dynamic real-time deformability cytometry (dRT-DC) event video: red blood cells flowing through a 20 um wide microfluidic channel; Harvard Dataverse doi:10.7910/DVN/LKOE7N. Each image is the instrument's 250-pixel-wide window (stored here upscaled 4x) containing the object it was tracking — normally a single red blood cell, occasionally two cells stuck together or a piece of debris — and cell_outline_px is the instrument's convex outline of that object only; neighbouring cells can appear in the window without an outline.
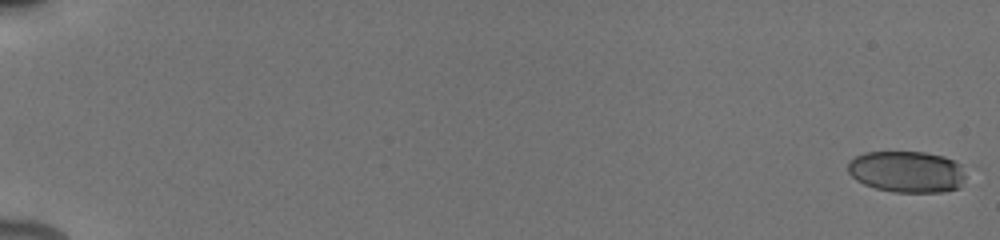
{"species": "human", "species_latin": "Homo sapiens", "temperature_condition": "cold", "stored_images_in_passage": 17, "camera_frame_rate_fps": 3000, "um_per_image_px": 0.085, "donor": {"sex": "male"}, "frame": {"image": 1, "passage_image": 1, "time_ms": 0.0, "image_size_px": [1000, 240], "cell_outline_px": [[968, 168], [960, 188], [944, 192], [892, 192], [876, 188], [864, 184], [856, 180], [848, 172], [848, 160], [864, 152], [924, 152], [944, 156]], "centroid_in_image_um": [77.12, 14.6], "position_along_channel_um": 7.9, "area_um2": 28.9}}
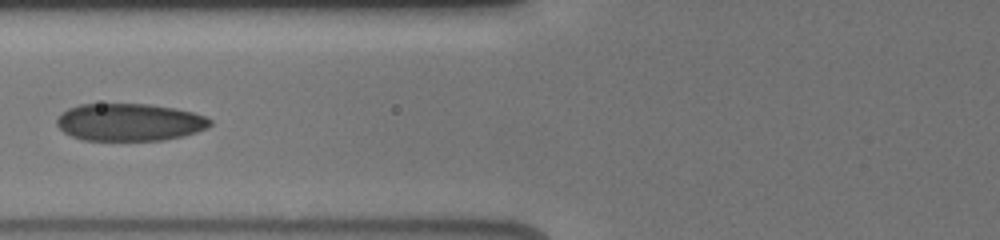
{"frame": {"image": 2, "passage_image": 11, "time_ms": 8.0, "image_size_px": [1000, 240], "cell_outline_px": [[212, 124], [196, 132], [184, 136], [160, 140], [84, 140], [72, 136], [64, 132], [56, 124], [56, 120], [60, 112], [68, 108], [80, 104], [148, 104], [172, 108], [192, 112], [208, 116], [212, 120]], "centroid_in_image_um": [10.99, 10.38], "position_along_channel_um": 114.8, "area_um2": 33.47}}
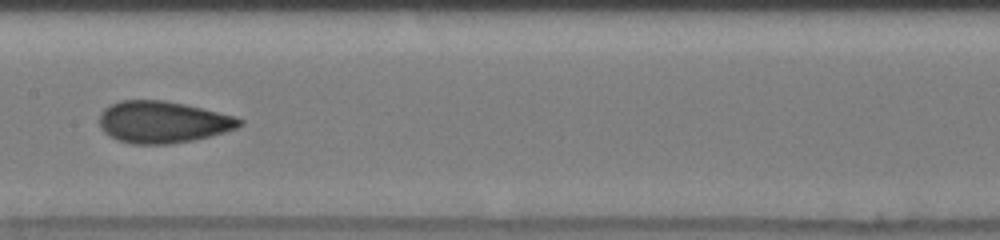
{"frame": {"image": 3, "passage_image": 14, "time_ms": 10.0, "image_size_px": [1000, 240], "cell_outline_px": [[244, 124], [236, 128], [224, 132], [192, 140], [172, 144], [132, 144], [116, 140], [104, 132], [100, 128], [100, 112], [104, 108], [120, 100], [164, 100], [184, 104], [236, 116], [244, 120]], "centroid_in_image_um": [13.83, 10.37], "position_along_channel_um": 193.6, "area_um2": 34.22}}